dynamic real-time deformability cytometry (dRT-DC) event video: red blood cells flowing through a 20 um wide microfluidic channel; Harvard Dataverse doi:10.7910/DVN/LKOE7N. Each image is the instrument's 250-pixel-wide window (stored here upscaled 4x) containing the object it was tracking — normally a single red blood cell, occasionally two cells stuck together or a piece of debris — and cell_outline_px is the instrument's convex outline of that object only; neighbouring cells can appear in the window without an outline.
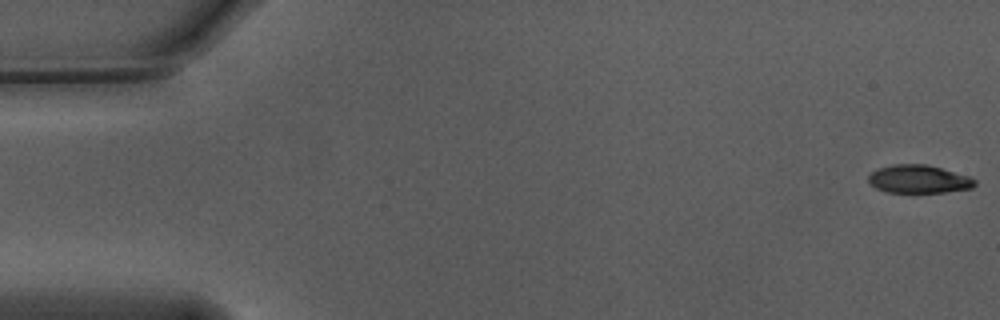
{"species": "Egyptian fruit bat (a non-hibernating species)", "species_latin": "Rousettus aegyptiacus", "temperature_condition": "warm", "stored_images_in_passage": 54, "camera_frame_rate_fps": 3000, "um_per_image_px": 0.085, "animal": {"sex": "male"}, "frame": {"image": 1, "passage_image": 1, "time_ms": 0.0, "image_size_px": [1000, 320], "cell_outline_px": [[976, 184], [972, 188], [944, 192], [888, 192], [876, 188], [868, 180], [868, 176], [872, 172], [880, 168], [892, 164], [924, 164], [940, 168], [968, 176], [976, 180]], "centroid_in_image_um": [78.09, 15.22], "position_along_channel_um": 6.9, "area_um2": 17.17}}
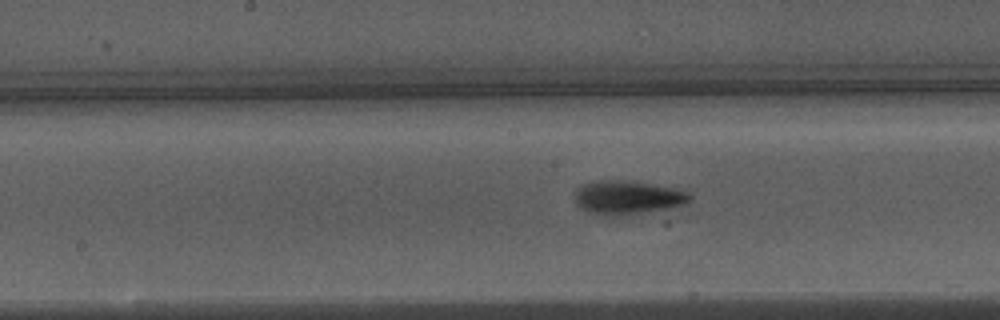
{"frame": {"image": 2, "passage_image": 28, "time_ms": 9.0, "image_size_px": [1000, 320], "cell_outline_px": [[692, 196], [688, 200], [680, 204], [668, 208], [616, 216], [604, 216], [588, 212], [580, 208], [576, 204], [576, 188], [584, 184], [600, 180], [616, 180], [648, 184], [672, 188], [688, 192]], "centroid_in_image_um": [53.26, 16.8], "position_along_channel_um": 194.9, "area_um2": 21.96}}
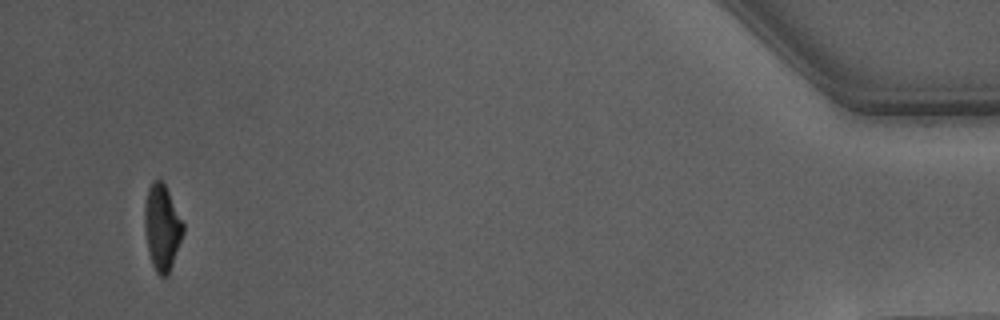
{"frame": {"image": 3, "passage_image": 53, "time_ms": 17.333, "image_size_px": [1000, 320], "cell_outline_px": [[184, 232], [168, 276], [160, 276], [156, 272], [152, 264], [148, 248], [144, 228], [144, 208], [148, 188], [152, 180], [160, 180], [164, 184], [184, 224]], "centroid_in_image_um": [13.76, 19.35], "position_along_channel_um": 421.4, "area_um2": 19.07}}